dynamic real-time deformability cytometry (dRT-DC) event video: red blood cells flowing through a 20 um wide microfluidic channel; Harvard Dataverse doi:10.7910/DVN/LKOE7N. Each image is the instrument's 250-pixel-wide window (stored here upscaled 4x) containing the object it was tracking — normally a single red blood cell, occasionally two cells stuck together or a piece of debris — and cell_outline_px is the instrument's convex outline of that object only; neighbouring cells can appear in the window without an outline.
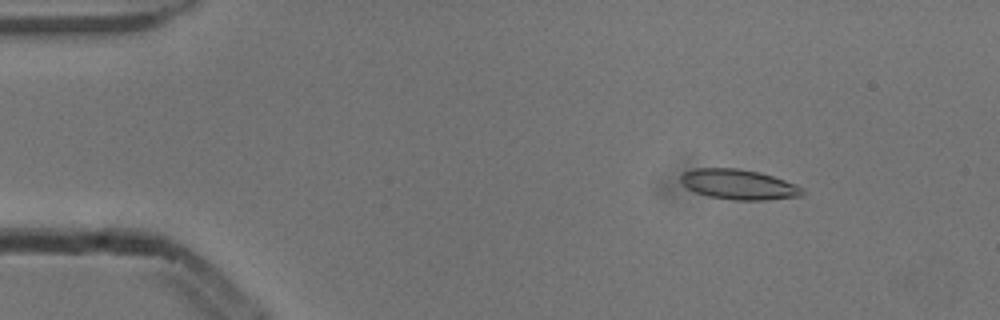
{"species": "common noctule bat (a hibernating species)", "species_latin": "Nyctalus noctula", "temperature_condition": "cold", "stored_images_in_passage": 53, "camera_frame_rate_fps": 3000, "um_per_image_px": 0.085, "animal": {"sex": "male", "body_mass_g": 13.3}, "frame": {"image": 1, "passage_image": 7, "time_ms": 2.0, "image_size_px": [1000, 320], "cell_outline_px": [[804, 196], [768, 200], [736, 200], [708, 196], [696, 192], [680, 184], [680, 176], [684, 172], [696, 168], [736, 168], [760, 172], [796, 184], [804, 188]], "centroid_in_image_um": [62.81, 15.68], "position_along_channel_um": 22.2, "area_um2": 21.5}}
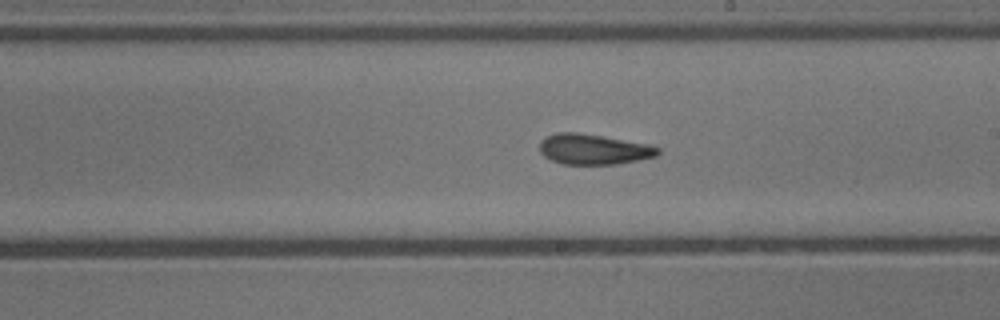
{"frame": {"image": 2, "passage_image": 30, "time_ms": 9.667, "image_size_px": [1000, 320], "cell_outline_px": [[660, 152], [656, 156], [616, 164], [564, 164], [552, 160], [544, 156], [540, 152], [540, 140], [556, 132], [576, 132], [648, 144], [660, 148]], "centroid_in_image_um": [50.43, 12.69], "position_along_channel_um": 238.6, "area_um2": 20.69}}
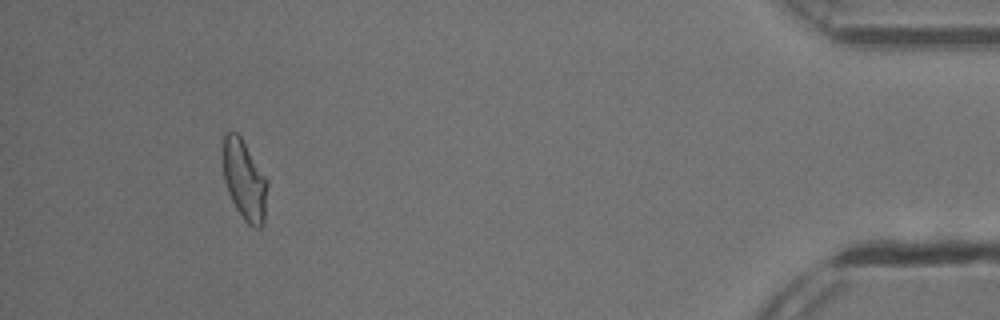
{"frame": {"image": 3, "passage_image": 49, "time_ms": 16.0, "image_size_px": [1000, 320], "cell_outline_px": [[268, 184], [264, 224], [260, 228], [256, 228], [248, 224], [244, 220], [236, 208], [228, 192], [224, 180], [224, 132], [236, 132], [240, 136], [268, 180]], "centroid_in_image_um": [20.81, 15.35], "position_along_channel_um": 414.4, "area_um2": 20.52}, "authors_computed_cell_mechanics": {"area_um2": 20.8658, "velocity_mm_per_s": 3.8633, "shape_relaxation_time_tau1_ms": 4.2782, "shape_relaxation_time_tau2_ms": 2.4046, "deformation_change_tau1": 0.1402, "deformation_change_tau2": 0.1053}}